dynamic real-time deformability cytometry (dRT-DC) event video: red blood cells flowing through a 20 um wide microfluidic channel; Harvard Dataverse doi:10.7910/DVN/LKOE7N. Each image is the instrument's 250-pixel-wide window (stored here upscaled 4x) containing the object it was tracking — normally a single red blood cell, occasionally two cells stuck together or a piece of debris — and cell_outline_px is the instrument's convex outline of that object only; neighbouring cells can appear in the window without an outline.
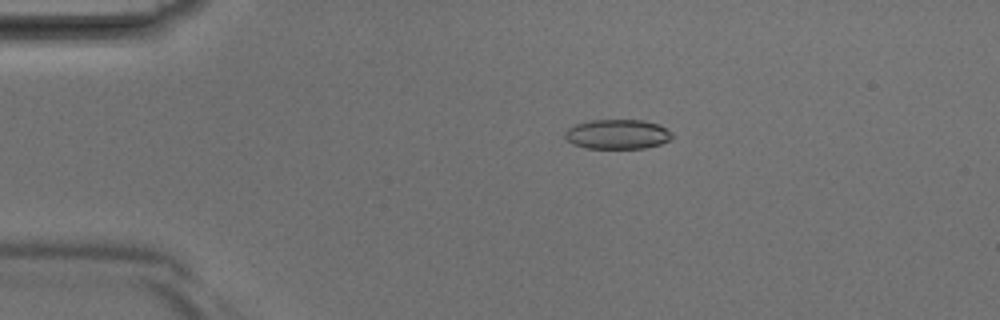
{"species": "Egyptian fruit bat (a non-hibernating species)", "species_latin": "Rousettus aegyptiacus", "temperature_condition": "room temperature", "stored_images_in_passage": 41, "camera_frame_rate_fps": 3000, "um_per_image_px": 0.085, "animal": {"sex": "male"}, "frame": {"image": 1, "passage_image": 8, "time_ms": 2.333, "image_size_px": [1000, 320], "cell_outline_px": [[672, 136], [668, 140], [660, 144], [644, 148], [588, 148], [572, 144], [564, 136], [564, 132], [568, 128], [576, 124], [592, 120], [644, 120], [660, 124], [672, 132]], "centroid_in_image_um": [52.49, 11.4], "position_along_channel_um": 32.5, "area_um2": 18.5}}
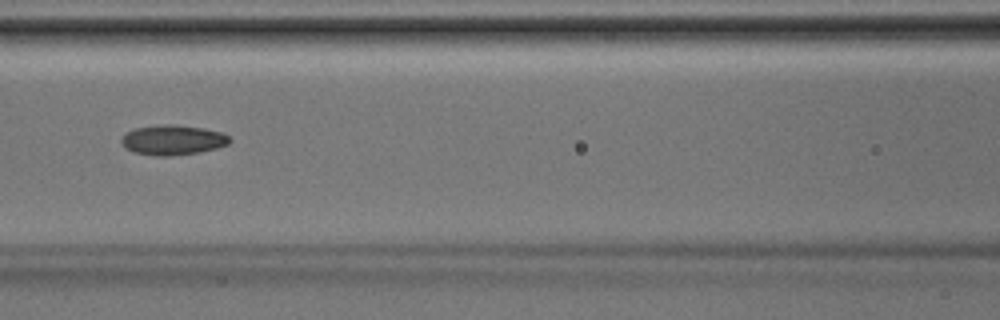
{"frame": {"image": 2, "passage_image": 18, "time_ms": 5.667, "image_size_px": [1000, 320], "cell_outline_px": [[232, 140], [228, 144], [216, 148], [200, 152], [172, 156], [156, 156], [132, 152], [124, 148], [120, 140], [124, 132], [136, 128], [164, 124], [176, 124], [204, 128], [220, 132], [228, 136]], "centroid_in_image_um": [14.65, 11.9], "position_along_channel_um": 152.0, "area_um2": 19.13}}
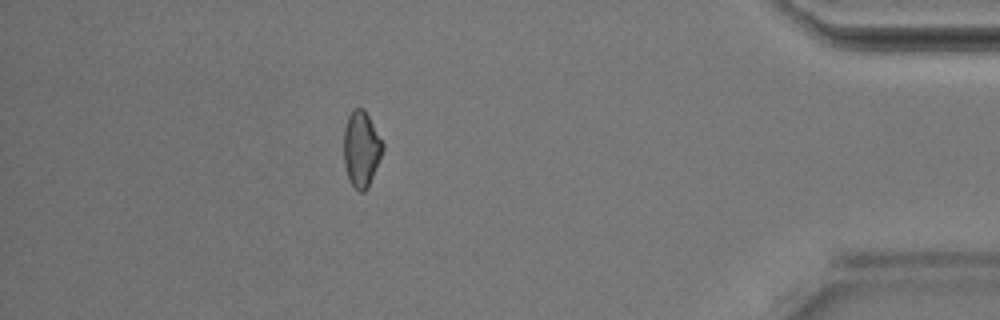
{"frame": {"image": 3, "passage_image": 36, "time_ms": 11.667, "image_size_px": [1000, 320], "cell_outline_px": [[384, 148], [368, 188], [364, 192], [360, 192], [352, 184], [348, 176], [344, 164], [344, 128], [348, 116], [352, 108], [364, 108], [384, 144]], "centroid_in_image_um": [30.71, 12.64], "position_along_channel_um": 404.5, "area_um2": 17.11}}